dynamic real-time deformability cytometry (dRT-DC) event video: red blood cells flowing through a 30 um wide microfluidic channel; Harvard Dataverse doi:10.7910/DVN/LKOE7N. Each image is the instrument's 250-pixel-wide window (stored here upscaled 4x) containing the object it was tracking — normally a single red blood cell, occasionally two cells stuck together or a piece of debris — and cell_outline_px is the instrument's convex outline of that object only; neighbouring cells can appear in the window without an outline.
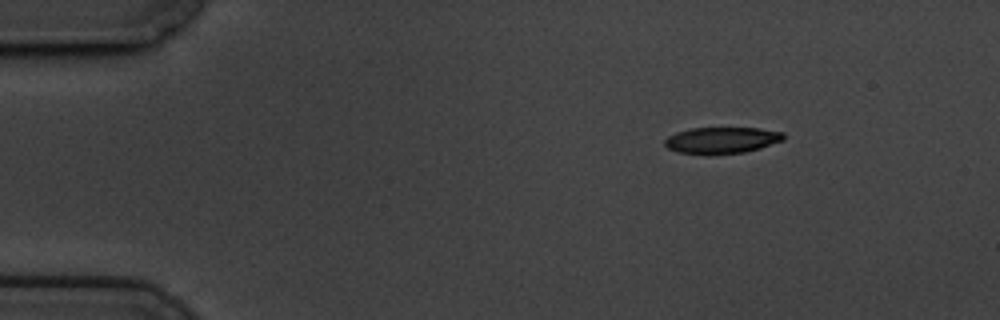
{"species": "common noctule bat (a hibernating species)", "species_latin": "Nyctalus noctula", "temperature_condition": "cold", "stored_images_in_passage": 51, "camera_frame_rate_fps": 3000, "um_per_image_px": 0.085, "animal": {"sex": "male", "body_mass_g": 19.5, "forearm_length_mm": 54.6}, "frame": {"image": 1, "passage_image": 1, "time_ms": 0.0, "image_size_px": [1000, 320], "cell_outline_px": [[784, 140], [760, 148], [744, 152], [676, 152], [668, 148], [664, 144], [664, 140], [668, 136], [676, 132], [692, 128], [760, 128], [784, 132]], "centroid_in_image_um": [61.38, 11.88], "position_along_channel_um": 23.6, "area_um2": 17.69}}
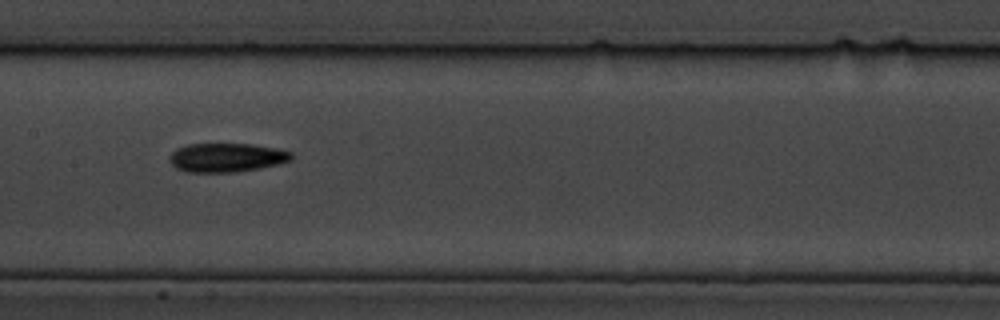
{"frame": {"image": 2, "passage_image": 22, "time_ms": 7.0, "image_size_px": [1000, 320], "cell_outline_px": [[292, 160], [280, 164], [260, 168], [236, 172], [184, 172], [176, 168], [168, 160], [172, 152], [176, 148], [188, 144], [252, 144], [280, 148], [292, 152]], "centroid_in_image_um": [19.28, 13.39], "position_along_channel_um": 188.1, "area_um2": 20.81}}
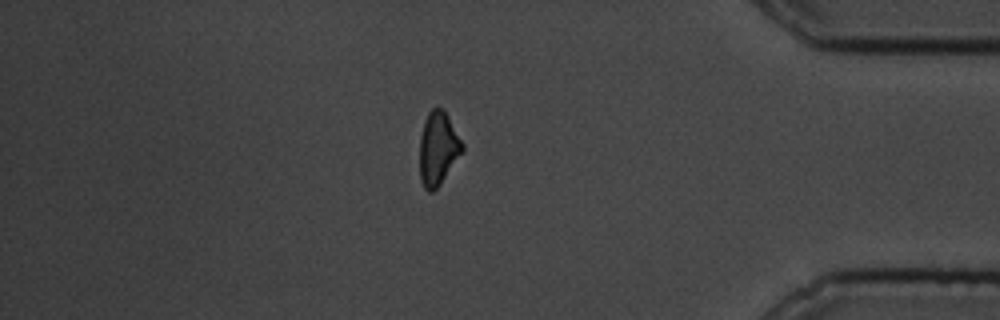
{"frame": {"image": 3, "passage_image": 43, "time_ms": 14.0, "image_size_px": [1000, 320], "cell_outline_px": [[464, 152], [440, 184], [432, 192], [428, 192], [424, 188], [420, 180], [420, 136], [424, 120], [428, 112], [436, 104], [448, 116], [464, 144]], "centroid_in_image_um": [37.24, 12.62], "position_along_channel_um": 398.0, "area_um2": 18.5}, "authors_computed_cell_mechanics": {"area_um2": 19.4786, "velocity_mm_per_s": 3.4336, "shape_relaxation_time_tau1_ms": 3.2332, "shape_relaxation_time_tau2_ms": null, "deformation_change_tau1": 0.121, "deformation_change_tau2": null}}